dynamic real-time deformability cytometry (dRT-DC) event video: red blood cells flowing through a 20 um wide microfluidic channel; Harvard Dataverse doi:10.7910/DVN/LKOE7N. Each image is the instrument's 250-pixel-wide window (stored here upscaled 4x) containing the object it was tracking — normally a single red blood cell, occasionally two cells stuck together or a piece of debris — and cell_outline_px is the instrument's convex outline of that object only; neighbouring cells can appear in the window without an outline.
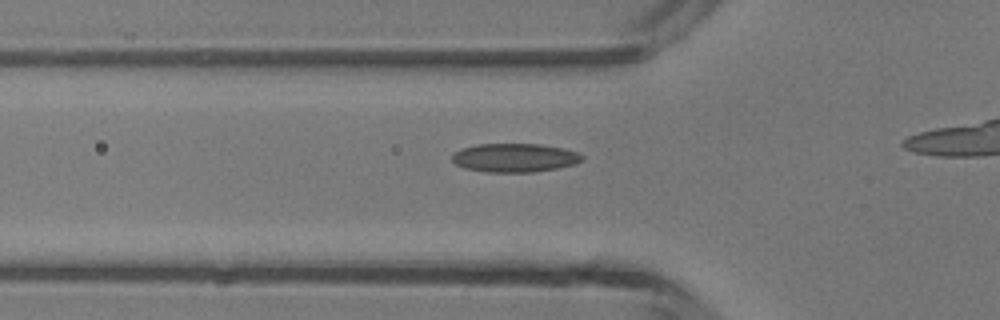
{"species": "common noctule bat (a hibernating species)", "species_latin": "Nyctalus noctula", "temperature_condition": "room temperature", "stored_images_in_passage": 22, "camera_frame_rate_fps": 3000, "um_per_image_px": 0.085, "animal": {"sex": "male", "body_mass_g": 13.3}, "frame": {"image": 1, "passage_image": 9, "time_ms": 2.667, "image_size_px": [1000, 320], "cell_outline_px": [[584, 160], [576, 164], [560, 168], [536, 172], [484, 172], [464, 168], [456, 164], [452, 160], [452, 152], [460, 148], [476, 144], [540, 144], [564, 148], [576, 152], [584, 156]], "centroid_in_image_um": [43.75, 13.41], "position_along_channel_um": 82.1, "area_um2": 22.14}}
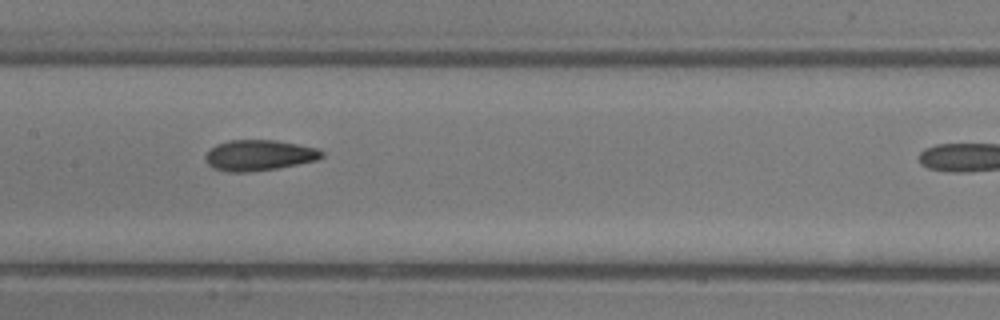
{"frame": {"image": 2, "passage_image": 16, "time_ms": 5.0, "image_size_px": [1000, 320], "cell_outline_px": [[324, 156], [316, 160], [276, 168], [248, 172], [228, 172], [212, 168], [204, 160], [204, 156], [216, 144], [228, 140], [276, 140], [320, 148], [324, 152]], "centroid_in_image_um": [22.01, 13.19], "position_along_channel_um": 185.4, "area_um2": 20.92}}
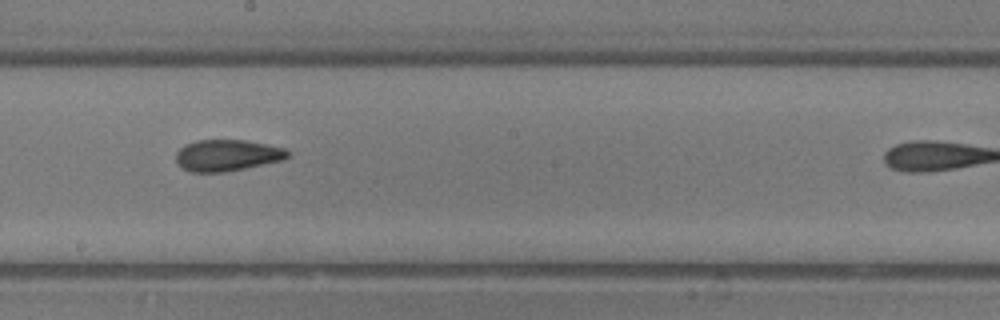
{"frame": {"image": 3, "passage_image": 19, "time_ms": 6.0, "image_size_px": [1000, 320], "cell_outline_px": [[292, 152], [284, 160], [224, 172], [192, 172], [180, 168], [176, 164], [176, 152], [180, 148], [196, 140], [244, 140], [284, 148]], "centroid_in_image_um": [19.29, 13.21], "position_along_channel_um": 228.9, "area_um2": 20.46}}